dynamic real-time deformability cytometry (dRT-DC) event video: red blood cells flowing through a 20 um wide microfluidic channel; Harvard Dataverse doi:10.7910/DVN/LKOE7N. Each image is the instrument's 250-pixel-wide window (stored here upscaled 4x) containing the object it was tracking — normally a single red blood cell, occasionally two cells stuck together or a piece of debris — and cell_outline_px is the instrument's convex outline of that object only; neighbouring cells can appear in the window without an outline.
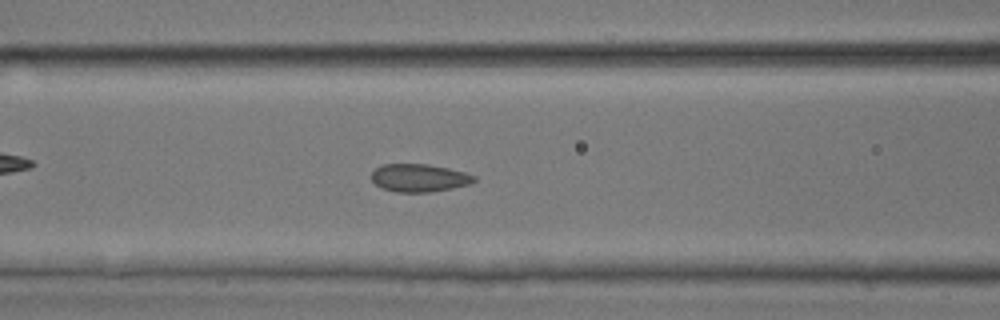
{"species": "common noctule bat (a hibernating species)", "species_latin": "Nyctalus noctula", "temperature_condition": "room temperature", "stored_images_in_passage": 46, "camera_frame_rate_fps": 3000, "um_per_image_px": 0.085, "animal": {"sex": "male", "body_mass_g": 17.9, "forearm_length_mm": 54.2}, "frame": {"image": 1, "passage_image": 19, "time_ms": 6.0, "image_size_px": [1000, 320], "cell_outline_px": [[476, 180], [468, 184], [452, 188], [432, 192], [396, 192], [384, 188], [376, 184], [372, 180], [372, 172], [376, 168], [384, 164], [428, 164], [448, 168], [464, 172], [476, 176]], "centroid_in_image_um": [35.64, 15.12], "position_along_channel_um": 131.0, "area_um2": 16.53}}
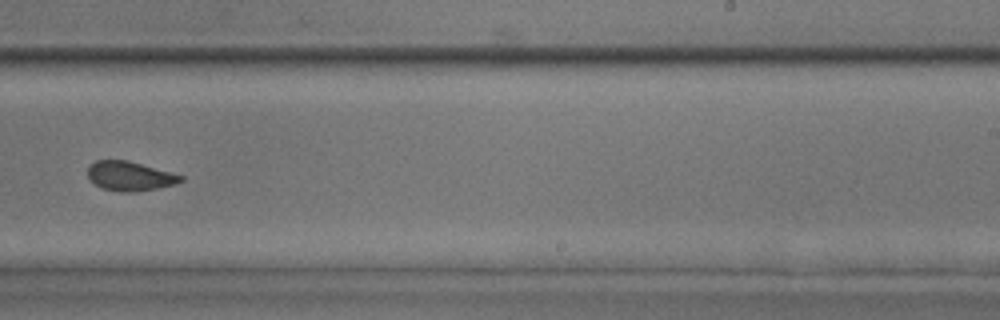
{"frame": {"image": 2, "passage_image": 29, "time_ms": 9.333, "image_size_px": [1000, 320], "cell_outline_px": [[184, 180], [176, 184], [156, 188], [132, 192], [120, 192], [104, 188], [88, 180], [88, 164], [96, 160], [128, 160], [184, 176]], "centroid_in_image_um": [11.01, 14.96], "position_along_channel_um": 278.0, "area_um2": 15.9}}
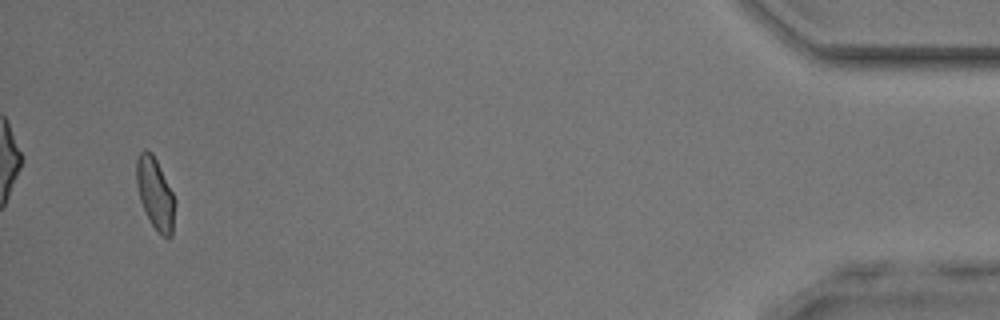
{"frame": {"image": 3, "passage_image": 44, "time_ms": 14.333, "image_size_px": [1000, 320], "cell_outline_px": [[176, 204], [172, 236], [164, 236], [152, 224], [140, 200], [136, 184], [136, 160], [140, 152], [144, 148], [152, 152], [176, 200]], "centroid_in_image_um": [13.19, 16.41], "position_along_channel_um": 422.0, "area_um2": 15.84}}